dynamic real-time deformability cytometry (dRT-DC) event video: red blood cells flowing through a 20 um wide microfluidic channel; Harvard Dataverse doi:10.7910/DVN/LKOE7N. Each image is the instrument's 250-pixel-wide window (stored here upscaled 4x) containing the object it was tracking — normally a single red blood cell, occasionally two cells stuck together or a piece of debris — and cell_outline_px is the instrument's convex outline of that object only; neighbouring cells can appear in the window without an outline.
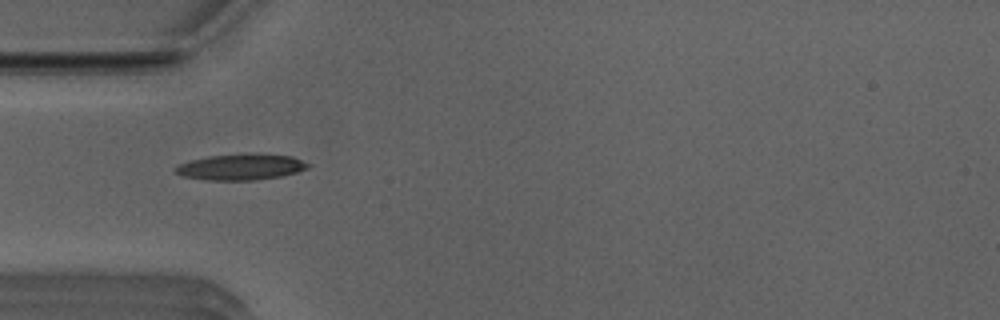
{"species": "Egyptian fruit bat (a non-hibernating species)", "species_latin": "Rousettus aegyptiacus", "temperature_condition": "room temperature", "stored_images_in_passage": 37, "camera_frame_rate_fps": 3000, "um_per_image_px": 0.085, "animal": {"sex": "male"}, "frame": {"image": 1, "passage_image": 1, "time_ms": 0.0, "image_size_px": [1000, 320], "cell_outline_px": [[312, 164], [308, 168], [296, 172], [280, 176], [252, 180], [208, 180], [184, 176], [176, 172], [176, 168], [180, 164], [192, 160], [208, 156], [248, 152], [292, 156]], "centroid_in_image_um": [20.54, 14.17], "position_along_channel_um": 64.5, "area_um2": 20.11}}
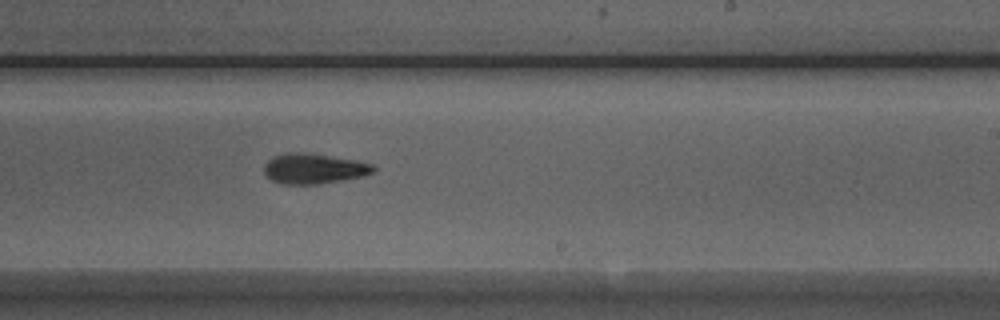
{"frame": {"image": 2, "passage_image": 16, "time_ms": 5.0, "image_size_px": [1000, 320], "cell_outline_px": [[376, 172], [364, 176], [316, 184], [280, 184], [272, 180], [264, 172], [264, 164], [272, 156], [288, 152], [304, 152], [356, 160], [372, 164], [376, 168]], "centroid_in_image_um": [26.67, 14.32], "position_along_channel_um": 262.3, "area_um2": 19.31}}
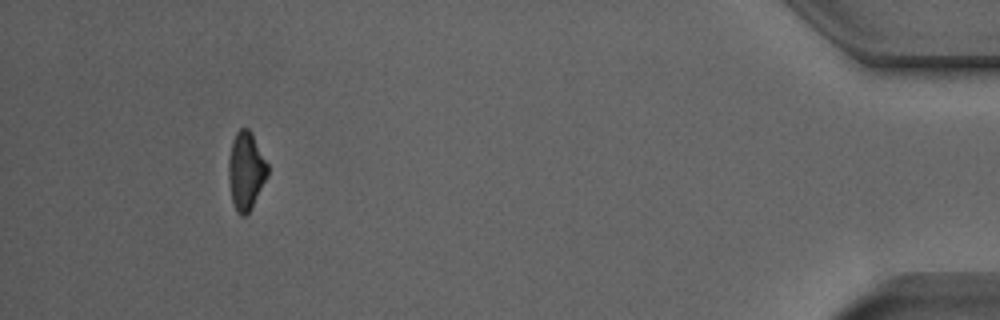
{"frame": {"image": 3, "passage_image": 33, "time_ms": 10.667, "image_size_px": [1000, 320], "cell_outline_px": [[268, 176], [252, 208], [244, 216], [240, 216], [236, 212], [232, 200], [228, 180], [228, 164], [232, 140], [236, 132], [240, 128], [248, 128], [252, 132], [268, 164]], "centroid_in_image_um": [20.91, 14.52], "position_along_channel_um": 414.3, "area_um2": 17.98}, "authors_computed_cell_mechanics": {"area_um2": 18.9006, "velocity_mm_per_s": 3.9558, "shape_relaxation_time_tau1_ms": 2.538, "shape_relaxation_time_tau2_ms": 8.8814, "deformation_change_tau1": 0.1269, "deformation_change_tau2": 0.1796}}